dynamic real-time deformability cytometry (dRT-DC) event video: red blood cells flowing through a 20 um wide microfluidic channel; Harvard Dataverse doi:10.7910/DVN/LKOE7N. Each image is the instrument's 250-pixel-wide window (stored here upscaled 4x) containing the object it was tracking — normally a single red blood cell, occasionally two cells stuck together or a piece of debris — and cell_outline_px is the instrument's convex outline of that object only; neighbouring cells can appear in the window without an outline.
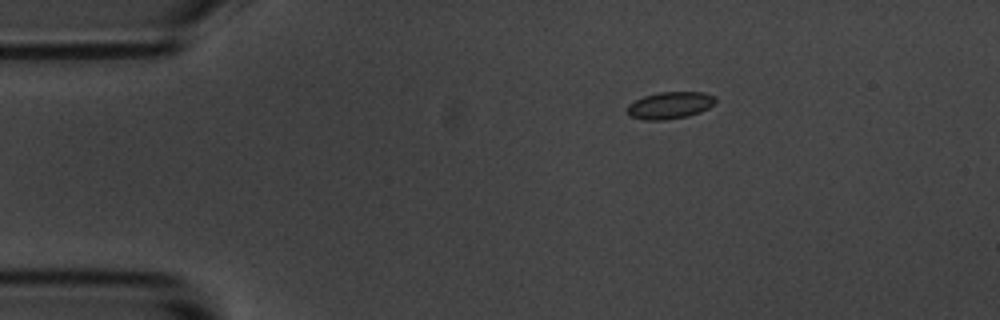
{"species": "common noctule bat (a hibernating species)", "species_latin": "Nyctalus noctula", "temperature_condition": "room temperature", "stored_images_in_passage": 3, "camera_frame_rate_fps": 3000, "um_per_image_px": 0.085, "animal": {"sex": "male", "body_mass_g": 20.1, "forearm_length_mm": 53.5}, "frame": {"image": 1, "passage_image": 1, "time_ms": 0.0, "image_size_px": [1000, 320], "cell_outline_px": [[716, 100], [708, 108], [700, 112], [688, 116], [664, 120], [644, 120], [628, 116], [628, 104], [644, 96], [660, 92], [704, 92], [716, 96]], "centroid_in_image_um": [56.94, 8.95], "position_along_channel_um": 28.1, "area_um2": 13.87}}
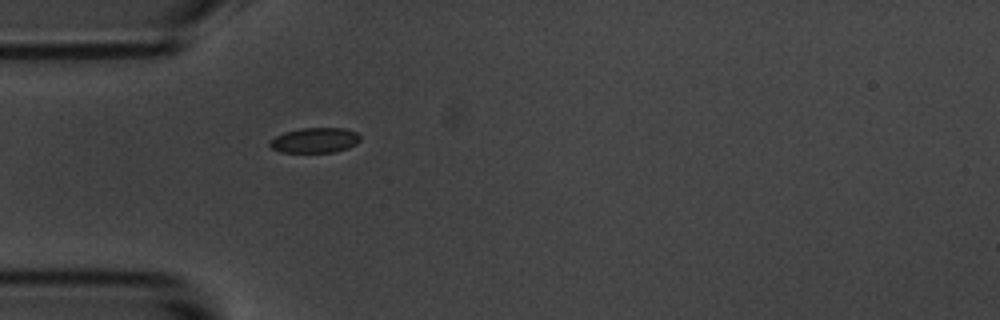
{"frame": {"image": 2, "passage_image": 3, "time_ms": 2.333, "image_size_px": [1000, 320], "cell_outline_px": [[360, 140], [356, 144], [348, 148], [332, 152], [280, 152], [272, 148], [268, 144], [276, 136], [284, 132], [300, 128], [344, 128], [356, 132], [360, 136]], "centroid_in_image_um": [26.77, 11.92], "position_along_channel_um": 58.2, "area_um2": 13.18}}